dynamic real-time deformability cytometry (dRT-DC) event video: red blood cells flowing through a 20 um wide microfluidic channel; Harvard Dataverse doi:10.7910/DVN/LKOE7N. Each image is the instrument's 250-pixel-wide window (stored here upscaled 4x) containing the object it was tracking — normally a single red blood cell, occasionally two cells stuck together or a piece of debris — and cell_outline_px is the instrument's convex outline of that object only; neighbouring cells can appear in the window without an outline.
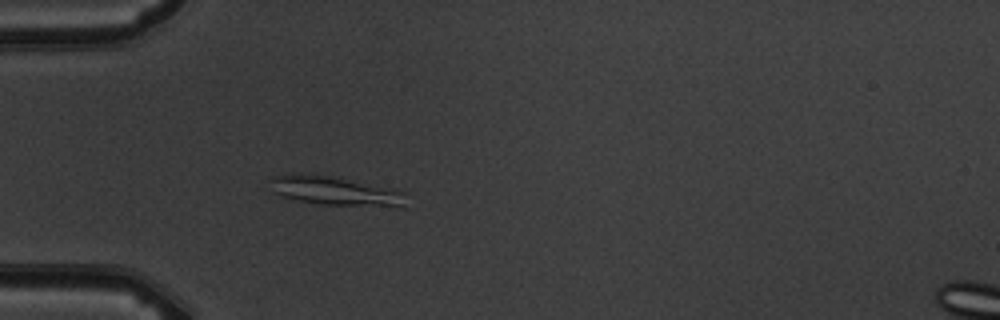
{"species": "common noctule bat (a hibernating species)", "species_latin": "Nyctalus noctula", "temperature_condition": "warm", "stored_images_in_passage": 5, "camera_frame_rate_fps": 3000, "um_per_image_px": 0.085, "animal": {"sex": "male", "body_mass_g": 19.5, "forearm_length_mm": 54.6}, "frame": {"image": 1, "passage_image": 5, "time_ms": 4.333, "image_size_px": [1000, 320], "cell_outline_px": [[404, 208], [320, 204], [296, 200], [280, 196], [272, 192], [268, 180], [276, 176], [292, 172], [312, 172], [392, 188], [404, 192]], "centroid_in_image_um": [28.44, 16.21], "position_along_channel_um": 56.6, "area_um2": 23.76}}